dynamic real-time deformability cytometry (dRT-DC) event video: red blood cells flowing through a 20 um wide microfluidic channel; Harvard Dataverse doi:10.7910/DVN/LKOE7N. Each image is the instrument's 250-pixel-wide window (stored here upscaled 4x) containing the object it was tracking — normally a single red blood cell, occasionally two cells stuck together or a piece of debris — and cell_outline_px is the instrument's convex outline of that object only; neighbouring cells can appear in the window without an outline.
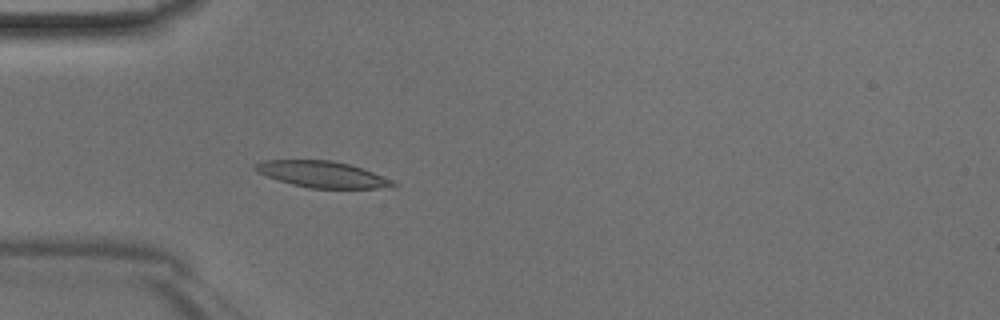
{"species": "Egyptian fruit bat (a non-hibernating species)", "species_latin": "Rousettus aegyptiacus", "temperature_condition": "room temperature", "stored_images_in_passage": 45, "camera_frame_rate_fps": 3000, "um_per_image_px": 0.085, "animal": {"sex": "male"}, "frame": {"image": 1, "passage_image": 13, "time_ms": 4.0, "image_size_px": [1000, 320], "cell_outline_px": [[400, 184], [392, 188], [308, 188], [292, 184], [256, 172], [252, 168], [256, 164], [264, 160], [332, 160], [348, 164], [372, 172], [392, 180]], "centroid_in_image_um": [27.41, 14.82], "position_along_channel_um": 57.6, "area_um2": 20.98}}
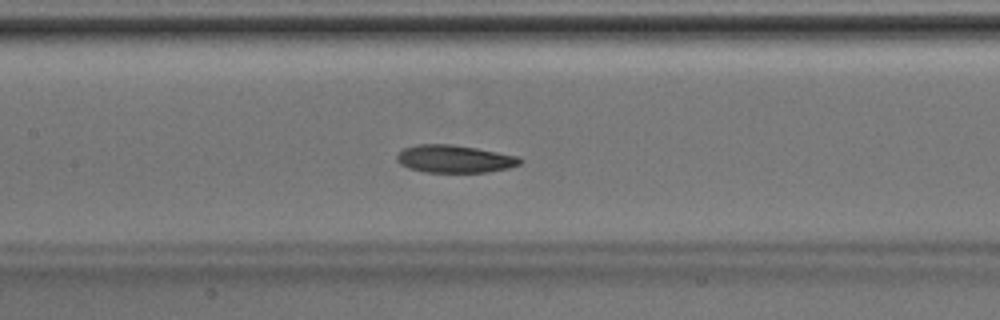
{"frame": {"image": 2, "passage_image": 21, "time_ms": 6.667, "image_size_px": [1000, 320], "cell_outline_px": [[524, 160], [520, 164], [508, 168], [488, 172], [424, 172], [408, 168], [400, 164], [396, 160], [396, 156], [404, 148], [416, 144], [452, 144], [476, 148], [520, 156]], "centroid_in_image_um": [38.65, 13.5], "position_along_channel_um": 168.8, "area_um2": 20.0}}
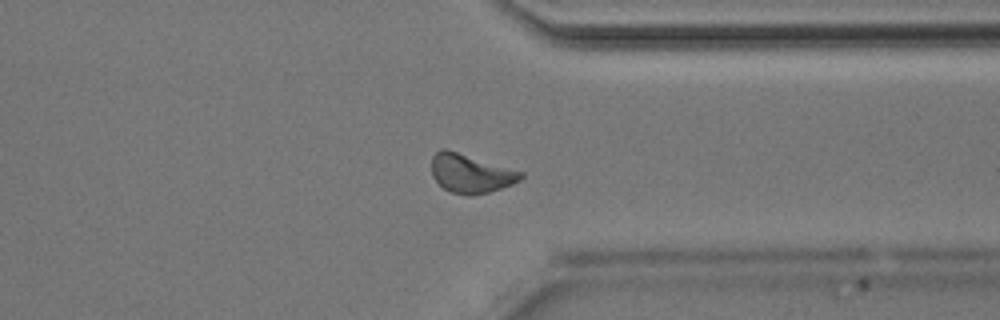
{"frame": {"image": 3, "passage_image": 35, "time_ms": 11.333, "image_size_px": [1000, 320], "cell_outline_px": [[524, 176], [520, 180], [512, 184], [488, 192], [468, 196], [452, 192], [444, 188], [432, 176], [432, 156], [440, 148], [444, 148], [524, 172]], "centroid_in_image_um": [40.0, 14.74], "position_along_channel_um": 371.4, "area_um2": 19.94}}